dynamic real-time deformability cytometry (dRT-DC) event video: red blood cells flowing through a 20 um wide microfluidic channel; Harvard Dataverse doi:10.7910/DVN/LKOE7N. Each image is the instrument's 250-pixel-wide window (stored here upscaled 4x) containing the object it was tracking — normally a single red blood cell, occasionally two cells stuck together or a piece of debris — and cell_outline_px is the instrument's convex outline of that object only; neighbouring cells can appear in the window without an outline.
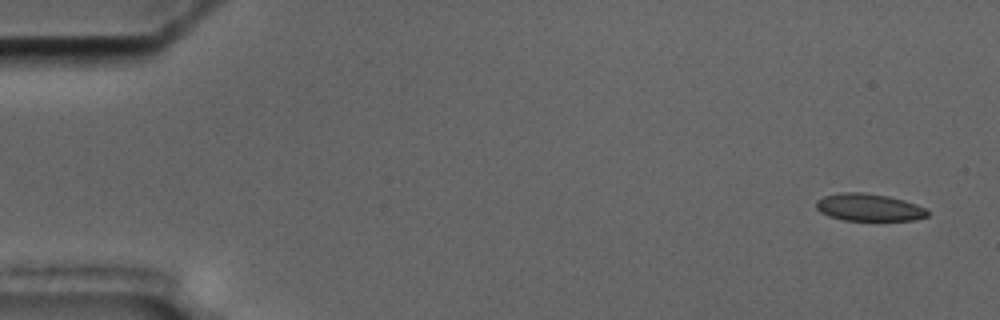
{"species": "common noctule bat (a hibernating species)", "species_latin": "Nyctalus noctula", "temperature_condition": "cold", "stored_images_in_passage": 4, "camera_frame_rate_fps": 3000, "um_per_image_px": 0.085, "animal": {"sex": "male", "body_mass_g": 17.5, "forearm_length_mm": 52.3}, "frame": {"image": 1, "passage_image": 1, "time_ms": 0.0, "image_size_px": [1000, 320], "cell_outline_px": [[928, 216], [916, 220], [844, 220], [828, 216], [820, 212], [816, 208], [816, 200], [824, 196], [840, 192], [864, 192], [888, 196], [904, 200], [916, 204], [924, 208], [928, 212]], "centroid_in_image_um": [73.83, 17.62], "position_along_channel_um": 11.2, "area_um2": 17.8}}
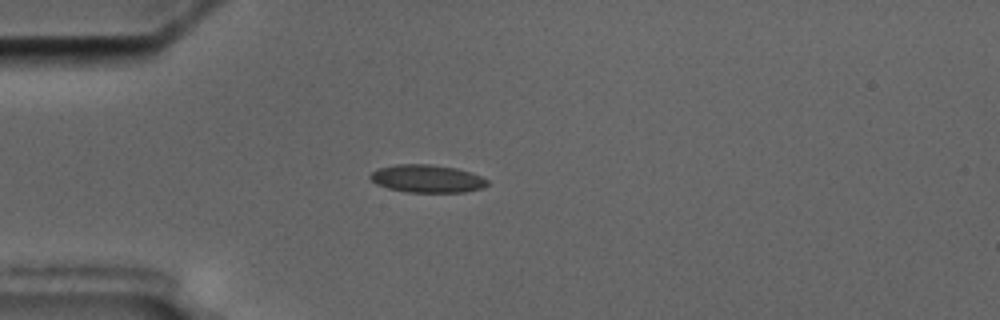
{"frame": {"image": 2, "passage_image": 4, "time_ms": 4.333, "image_size_px": [1000, 320], "cell_outline_px": [[488, 184], [484, 188], [464, 192], [408, 192], [388, 188], [376, 184], [368, 176], [372, 172], [380, 168], [396, 164], [428, 164], [456, 168], [472, 172], [488, 180]], "centroid_in_image_um": [36.32, 15.19], "position_along_channel_um": 48.7, "area_um2": 18.96}}